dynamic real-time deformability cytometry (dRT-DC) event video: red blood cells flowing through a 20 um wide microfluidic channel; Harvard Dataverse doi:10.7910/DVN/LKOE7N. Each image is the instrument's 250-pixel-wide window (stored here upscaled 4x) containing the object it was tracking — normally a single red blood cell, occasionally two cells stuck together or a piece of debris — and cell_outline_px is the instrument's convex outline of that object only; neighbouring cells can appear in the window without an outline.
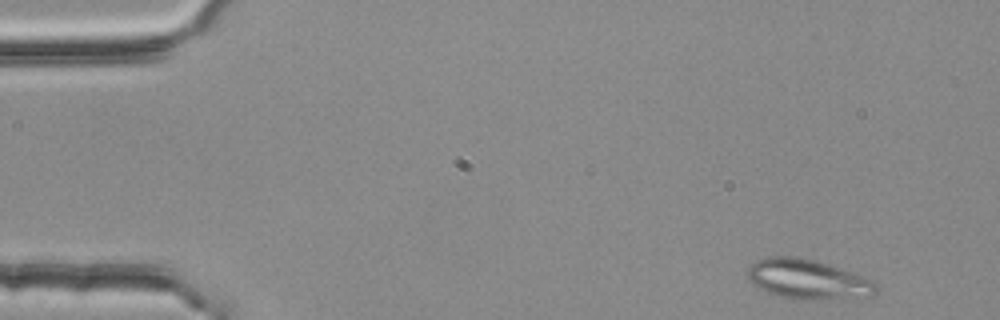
{"species": "common noctule bat (a hibernating species)", "species_latin": "Nyctalus noctula", "temperature_condition": "room temperature", "stored_images_in_passage": 50, "segment_of_instrument_passage": [1, 2], "camera_frame_rate_fps": 3000, "um_per_image_px": 0.085, "animal": {"sex": "female", "body_mass_g": 25.1}, "frame": {"image": 1, "passage_image": 2, "time_ms": 0.333, "image_size_px": [1000, 320], "cell_outline_px": [[880, 292], [872, 296], [816, 300], [792, 300], [772, 296], [752, 284], [748, 280], [748, 268], [756, 260], [768, 256], [800, 256], [816, 260], [876, 280], [880, 288]], "centroid_in_image_um": [68.69, 23.76], "position_along_channel_um": 16.3, "area_um2": 30.81}}